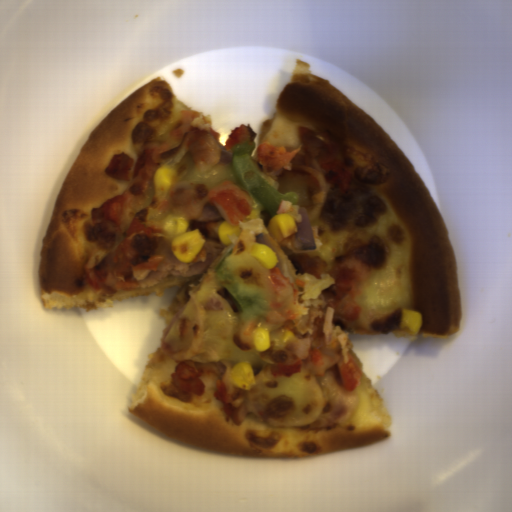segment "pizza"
<instances>
[{
    "label": "pizza",
    "instance_id": "dd6c1bee",
    "mask_svg": "<svg viewBox=\"0 0 512 512\" xmlns=\"http://www.w3.org/2000/svg\"><path fill=\"white\" fill-rule=\"evenodd\" d=\"M190 111L160 75L118 103L87 135L72 161L55 200L39 250L38 282L43 309L88 311L113 307L115 301L156 294L164 296L171 287L178 290L159 316L168 325L188 299L195 297L202 307L209 297L220 300L223 310H203L202 344L190 361L235 365L248 361L255 376L263 368L262 350L249 352L233 344V334L243 320L219 291L226 287L215 268L232 249L226 262L245 284L268 290V269L253 255L256 243L270 247L277 255L281 274L304 282L301 300H317L322 291L336 284L329 273L320 278L296 274L284 251L321 257L331 267L337 258L357 257L372 269L354 297L360 308L356 319L332 318L339 326L357 335H389L410 338H448L460 332L462 294L456 250L444 217L424 180L391 137L363 108L320 75L311 74L310 65L295 61L273 112L261 122L259 143L277 147H297V127L327 130L342 140L356 161L367 168L385 203L386 212L368 229L333 232L318 216L312 227L316 249L303 250L296 232L279 243L253 209L233 244H225L206 272L189 278L170 276L151 287L126 289L109 295L87 285L82 270L86 249L83 235L92 208L121 195L129 181L105 174V166L115 152L136 160L145 141L178 126L179 114ZM227 288V287H226ZM401 308L421 312L423 324L415 335L400 330Z\"/></svg>",
    "mask_w": 512,
    "mask_h": 512
},
{
    "label": "pizza",
    "instance_id": "a15fb73a",
    "mask_svg": "<svg viewBox=\"0 0 512 512\" xmlns=\"http://www.w3.org/2000/svg\"><path fill=\"white\" fill-rule=\"evenodd\" d=\"M207 221H196V220H190L186 232L198 229L199 232L203 235V237H209L208 230L206 227Z\"/></svg>",
    "mask_w": 512,
    "mask_h": 512
},
{
    "label": "pizza",
    "instance_id": "d2c48207",
    "mask_svg": "<svg viewBox=\"0 0 512 512\" xmlns=\"http://www.w3.org/2000/svg\"><path fill=\"white\" fill-rule=\"evenodd\" d=\"M349 349L361 370V381L353 392L343 388L338 364L323 377H317L334 393L353 401L346 415L326 428L275 427L250 411L237 425L231 417L226 420L220 409L223 405L214 397L199 404L166 397L160 383L171 382L178 363L168 356L159 366L146 368L154 353L147 354L127 410L179 442L213 453L252 459L304 458L384 441L393 431L389 409L368 377L351 339Z\"/></svg>",
    "mask_w": 512,
    "mask_h": 512
},
{
    "label": "pizza",
    "instance_id": "a6f56289",
    "mask_svg": "<svg viewBox=\"0 0 512 512\" xmlns=\"http://www.w3.org/2000/svg\"><path fill=\"white\" fill-rule=\"evenodd\" d=\"M254 166H255V168H256V171H257L258 175H259L260 177H262L266 182H268L272 187H274V188L277 190V192H278V190H279V182H278V180H274V179H273V178H271L270 176H268V175H266V174L262 173V172L260 171V169H259L255 164H254Z\"/></svg>",
    "mask_w": 512,
    "mask_h": 512
}]
</instances>
